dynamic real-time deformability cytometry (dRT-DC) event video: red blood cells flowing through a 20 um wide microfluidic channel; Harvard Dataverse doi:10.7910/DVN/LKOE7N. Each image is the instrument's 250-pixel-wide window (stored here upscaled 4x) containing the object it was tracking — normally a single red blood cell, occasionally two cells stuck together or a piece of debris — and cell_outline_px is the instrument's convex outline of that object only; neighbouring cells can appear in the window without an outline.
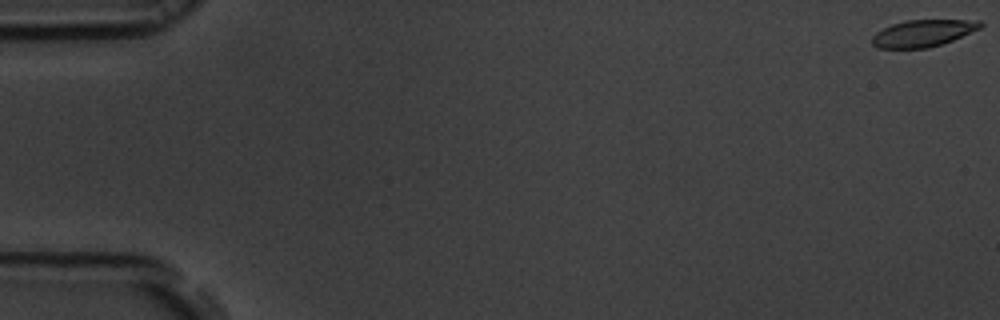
{"species": "common noctule bat (a hibernating species)", "species_latin": "Nyctalus noctula", "temperature_condition": "room temperature", "stored_images_in_passage": 57, "camera_frame_rate_fps": 3000, "um_per_image_px": 0.085, "animal": {"sex": "male", "body_mass_g": 19.5, "forearm_length_mm": 54.6}, "frame": {"image": 1, "passage_image": 1, "time_ms": 0.0, "image_size_px": [1000, 320], "cell_outline_px": [[984, 24], [980, 28], [952, 40], [928, 48], [880, 48], [872, 44], [872, 36], [876, 32], [892, 24], [908, 20], [980, 20]], "centroid_in_image_um": [78.45, 2.82], "position_along_channel_um": 6.6, "area_um2": 16.76}}
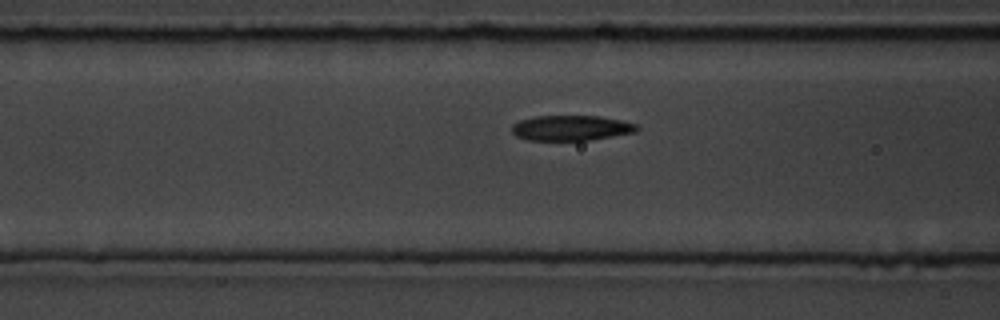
{"frame": {"image": 2, "passage_image": 23, "time_ms": 7.333, "image_size_px": [1000, 320], "cell_outline_px": [[640, 128], [636, 132], [588, 140], [528, 140], [516, 136], [512, 132], [512, 124], [520, 120], [536, 116], [600, 116], [620, 120], [636, 124]], "centroid_in_image_um": [48.54, 10.87], "position_along_channel_um": 118.1, "area_um2": 18.32}}
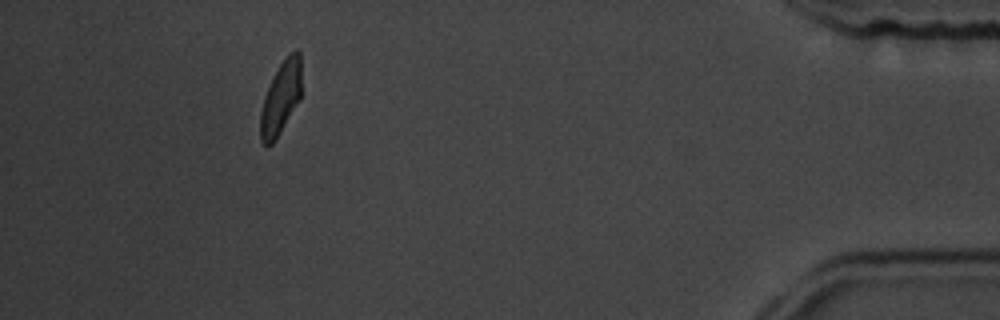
{"frame": {"image": 3, "passage_image": 52, "time_ms": 17.0, "image_size_px": [1000, 320], "cell_outline_px": [[300, 100], [276, 140], [272, 144], [264, 144], [260, 140], [260, 112], [264, 96], [272, 76], [288, 52], [296, 48], [300, 52]], "centroid_in_image_um": [23.86, 8.31], "position_along_channel_um": 411.3, "area_um2": 17.63}, "authors_computed_cell_mechanics": {"area_um2": 18.6116, "velocity_mm_per_s": 3.6569, "shape_relaxation_time_tau1_ms": 3.6413, "shape_relaxation_time_tau2_ms": 1.9157, "deformation_change_tau1": 0.1444, "deformation_change_tau2": 0.0877}}